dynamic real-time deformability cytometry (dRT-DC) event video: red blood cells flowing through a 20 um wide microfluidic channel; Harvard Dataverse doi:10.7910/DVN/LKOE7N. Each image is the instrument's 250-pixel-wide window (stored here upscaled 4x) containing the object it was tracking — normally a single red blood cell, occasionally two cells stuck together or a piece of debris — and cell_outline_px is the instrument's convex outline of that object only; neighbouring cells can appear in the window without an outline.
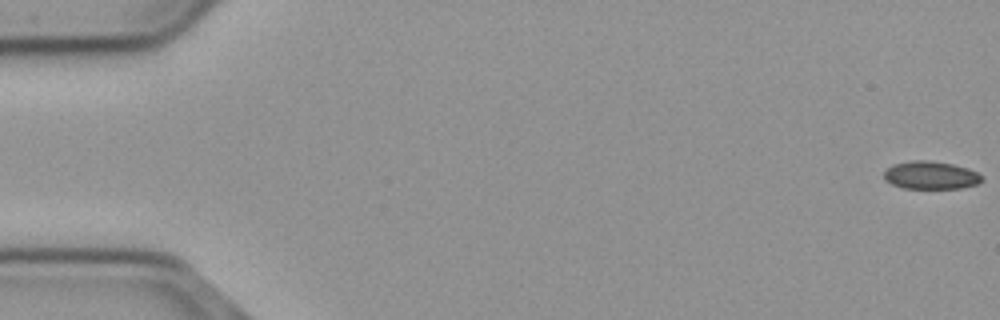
{"species": "common noctule bat (a hibernating species)", "species_latin": "Nyctalus noctula", "temperature_condition": "cold", "stored_images_in_passage": 26, "camera_frame_rate_fps": 3000, "um_per_image_px": 0.085, "animal": {"sex": "male", "body_mass_g": 23.1, "forearm_length_mm": 52.7}, "frame": {"image": 1, "passage_image": 1, "time_ms": 0.0, "image_size_px": [1000, 320], "cell_outline_px": [[984, 180], [976, 184], [960, 188], [904, 188], [892, 184], [884, 180], [884, 172], [892, 164], [912, 160], [928, 160], [952, 164], [968, 168], [976, 172]], "centroid_in_image_um": [79.08, 14.89], "position_along_channel_um": 5.9, "area_um2": 15.84}}
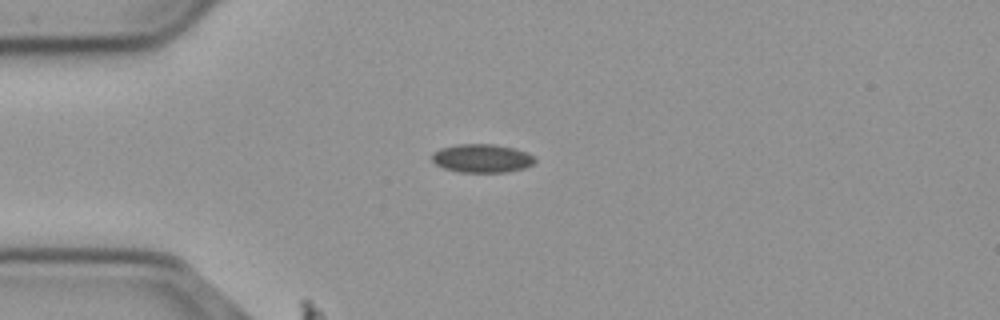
{"frame": {"image": 2, "passage_image": 15, "time_ms": 4.667, "image_size_px": [1000, 320], "cell_outline_px": [[536, 160], [532, 164], [524, 168], [504, 172], [460, 172], [444, 168], [436, 164], [432, 160], [432, 152], [440, 148], [456, 144], [492, 144], [512, 148], [528, 152]], "centroid_in_image_um": [40.93, 13.45], "position_along_channel_um": 44.1, "area_um2": 16.99}}